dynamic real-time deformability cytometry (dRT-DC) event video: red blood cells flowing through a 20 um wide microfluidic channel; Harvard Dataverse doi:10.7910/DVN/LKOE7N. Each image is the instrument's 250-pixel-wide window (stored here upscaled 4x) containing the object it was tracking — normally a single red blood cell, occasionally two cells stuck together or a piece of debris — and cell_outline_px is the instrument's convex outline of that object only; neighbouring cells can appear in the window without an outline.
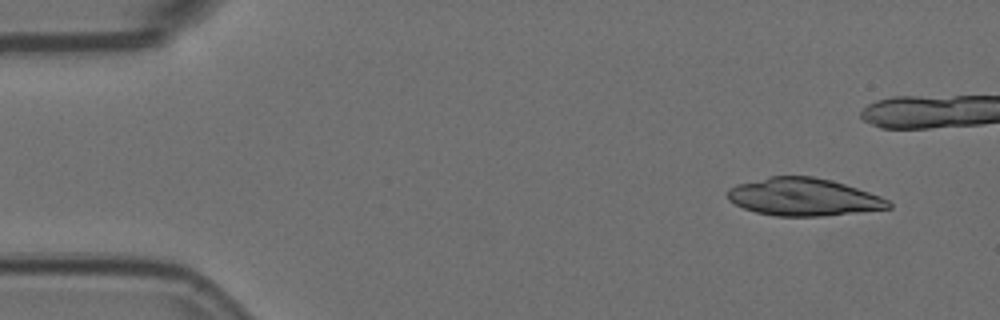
{"species": "Egyptian fruit bat (a non-hibernating species)", "species_latin": "Rousettus aegyptiacus", "temperature_condition": "room temperature", "stored_images_in_passage": 5, "camera_frame_rate_fps": 3000, "um_per_image_px": 0.085, "animal": {"sex": "female"}, "frame": {"image": 1, "passage_image": 1, "time_ms": 0.0, "image_size_px": [1000, 320], "cell_outline_px": [[892, 208], [820, 216], [776, 216], [756, 212], [744, 208], [728, 200], [728, 188], [736, 184], [768, 176], [812, 176], [832, 180], [880, 196], [888, 200], [892, 204]], "centroid_in_image_um": [68.27, 16.74], "position_along_channel_um": 16.7, "area_um2": 35.14}}